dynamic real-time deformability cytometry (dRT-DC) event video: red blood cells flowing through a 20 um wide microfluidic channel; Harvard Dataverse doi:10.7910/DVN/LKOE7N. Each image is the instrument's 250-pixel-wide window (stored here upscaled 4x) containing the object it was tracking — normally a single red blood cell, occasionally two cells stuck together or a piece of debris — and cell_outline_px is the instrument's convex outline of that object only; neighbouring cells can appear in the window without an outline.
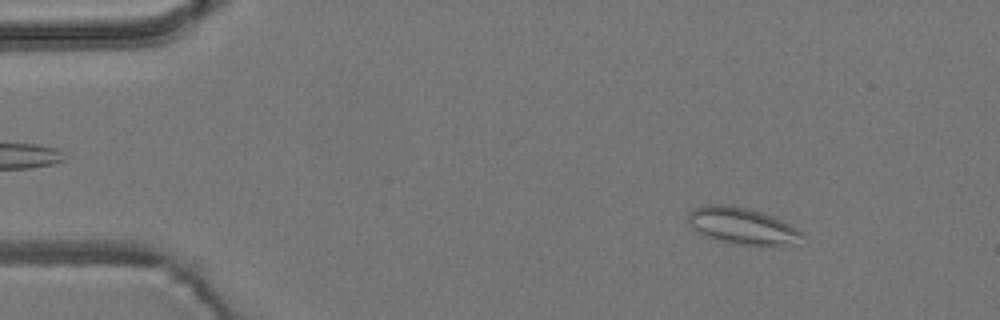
{"species": "common noctule bat (a hibernating species)", "species_latin": "Nyctalus noctula", "temperature_condition": "room temperature", "stored_images_in_passage": 3, "camera_frame_rate_fps": 3000, "um_per_image_px": 0.085, "animal": {"sex": "male", "body_mass_g": 19.2, "forearm_length_mm": 51.8}, "frame": {"image": 1, "passage_image": 1, "time_ms": 0.0, "image_size_px": [1000, 320], "cell_outline_px": [[804, 236], [796, 244], [772, 248], [736, 244], [716, 240], [704, 236], [692, 228], [688, 224], [688, 212], [692, 208], [704, 204], [732, 204], [748, 208], [772, 216], [804, 232]], "centroid_in_image_um": [63.09, 19.23], "position_along_channel_um": 21.9, "area_um2": 25.2}}